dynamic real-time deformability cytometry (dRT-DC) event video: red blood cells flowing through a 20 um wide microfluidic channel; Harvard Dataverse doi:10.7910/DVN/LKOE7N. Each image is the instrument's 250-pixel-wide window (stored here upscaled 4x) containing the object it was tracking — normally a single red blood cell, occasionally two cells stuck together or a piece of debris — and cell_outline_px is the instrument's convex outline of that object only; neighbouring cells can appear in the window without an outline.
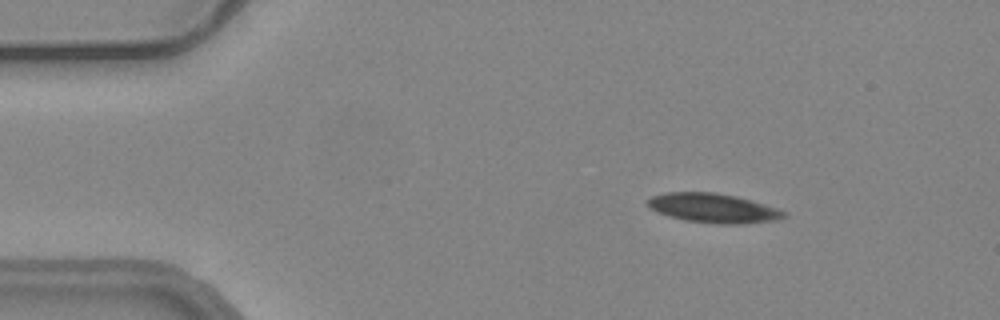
{"species": "common noctule bat (a hibernating species)", "species_latin": "Nyctalus noctula", "temperature_condition": "warm", "stored_images_in_passage": 53, "camera_frame_rate_fps": 3000, "um_per_image_px": 0.085, "animal": {"sex": "female", "body_mass_g": 24.6, "forearm_length_mm": 56.2}, "frame": {"image": 1, "passage_image": 8, "time_ms": 2.333, "image_size_px": [1000, 320], "cell_outline_px": [[788, 216], [776, 220], [736, 224], [724, 224], [684, 220], [668, 216], [656, 212], [648, 208], [644, 200], [652, 196], [668, 192], [716, 192], [736, 196], [752, 200], [788, 212]], "centroid_in_image_um": [60.59, 17.68], "position_along_channel_um": 24.4, "area_um2": 23.47}}
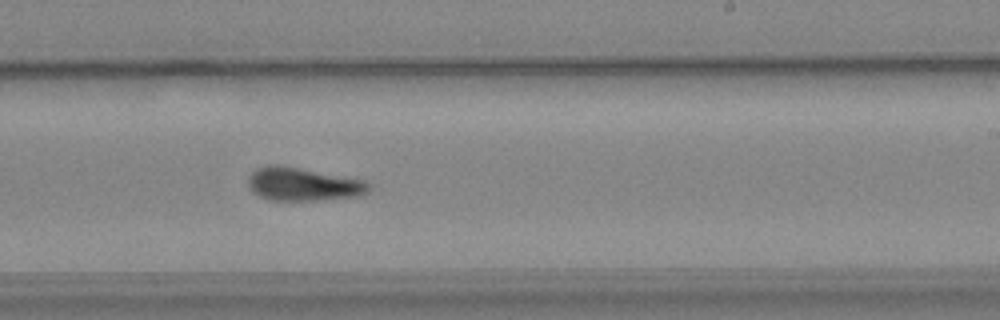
{"frame": {"image": 2, "passage_image": 33, "time_ms": 10.667, "image_size_px": [1000, 320], "cell_outline_px": [[372, 192], [364, 196], [320, 200], [268, 200], [252, 192], [248, 188], [248, 176], [256, 168], [268, 164], [276, 164], [364, 180], [372, 184]], "centroid_in_image_um": [25.8, 15.67], "position_along_channel_um": 263.2, "area_um2": 23.76}}
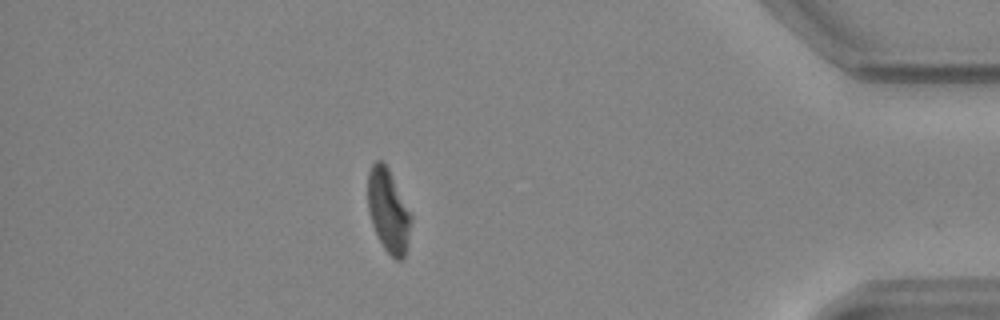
{"frame": {"image": 3, "passage_image": 48, "time_ms": 15.667, "image_size_px": [1000, 320], "cell_outline_px": [[412, 220], [404, 256], [400, 260], [396, 260], [384, 248], [372, 224], [368, 212], [368, 172], [372, 164], [376, 160], [380, 160], [388, 168], [412, 216]], "centroid_in_image_um": [32.99, 17.9], "position_along_channel_um": 402.2, "area_um2": 20.58}, "authors_computed_cell_mechanics": {"area_um2": 23.2934, "velocity_mm_per_s": 3.696, "shape_relaxation_time_tau1_ms": null, "shape_relaxation_time_tau2_ms": 6.4452, "deformation_change_tau1": null, "deformation_change_tau2": 0.134}}